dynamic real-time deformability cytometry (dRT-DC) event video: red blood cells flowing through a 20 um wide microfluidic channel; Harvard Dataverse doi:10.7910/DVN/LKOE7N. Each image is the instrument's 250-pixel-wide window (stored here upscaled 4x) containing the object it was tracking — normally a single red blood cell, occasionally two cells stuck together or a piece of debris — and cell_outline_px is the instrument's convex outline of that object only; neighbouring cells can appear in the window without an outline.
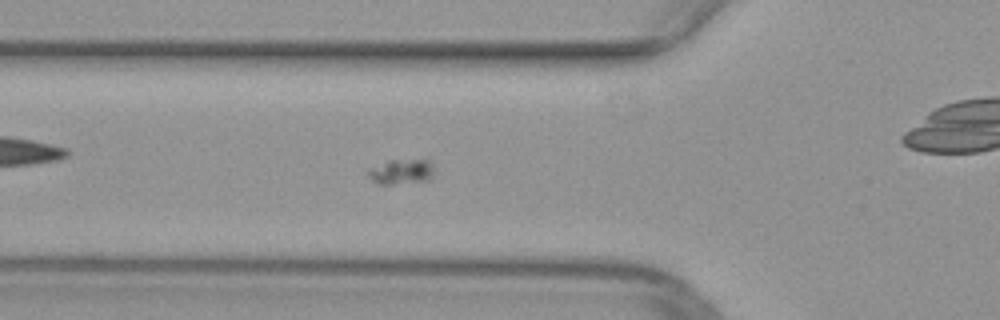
{"species": "common noctule bat (a hibernating species)", "species_latin": "Nyctalus noctula", "temperature_condition": "warm", "stored_images_in_passage": 45, "camera_frame_rate_fps": 3000, "um_per_image_px": 0.085, "animal": {"sex": "female", "body_mass_g": 29.2, "forearm_length_mm": 56.3}, "frame": {"image": 1, "passage_image": 10, "time_ms": 3.0, "image_size_px": [1000, 320], "cell_outline_px": [[432, 176], [428, 180], [392, 184], [376, 184], [364, 172], [368, 168], [388, 160], [428, 156], [432, 164]], "centroid_in_image_um": [34.1, 14.52], "position_along_channel_um": 91.7, "area_um2": 10.29}}